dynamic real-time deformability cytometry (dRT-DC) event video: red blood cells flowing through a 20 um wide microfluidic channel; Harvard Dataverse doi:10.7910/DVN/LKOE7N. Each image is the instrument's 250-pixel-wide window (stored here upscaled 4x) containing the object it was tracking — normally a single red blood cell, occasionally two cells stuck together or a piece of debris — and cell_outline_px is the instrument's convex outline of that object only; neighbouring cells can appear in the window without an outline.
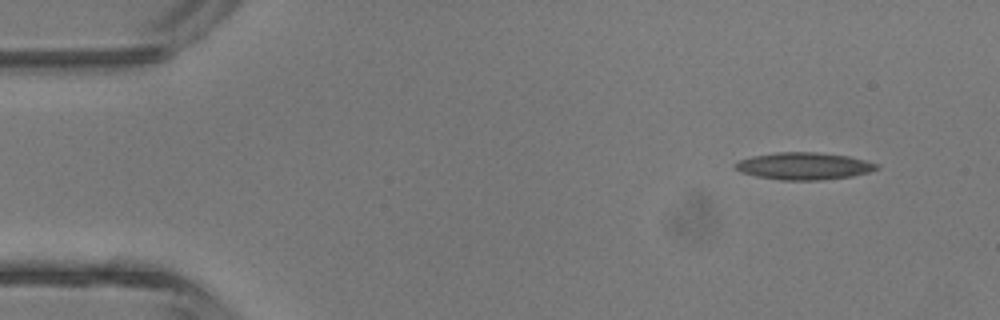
{"species": "common noctule bat (a hibernating species)", "species_latin": "Nyctalus noctula", "temperature_condition": "room temperature", "stored_images_in_passage": 4, "camera_frame_rate_fps": 3000, "um_per_image_px": 0.085, "animal": {"sex": "male", "body_mass_g": 13.3}, "frame": {"image": 1, "passage_image": 1, "time_ms": 0.0, "image_size_px": [1000, 320], "cell_outline_px": [[880, 168], [868, 172], [852, 176], [820, 180], [780, 180], [756, 176], [740, 172], [732, 164], [740, 160], [752, 156], [776, 152], [816, 152], [848, 156], [880, 164]], "centroid_in_image_um": [68.33, 14.11], "position_along_channel_um": 16.7, "area_um2": 22.43}}